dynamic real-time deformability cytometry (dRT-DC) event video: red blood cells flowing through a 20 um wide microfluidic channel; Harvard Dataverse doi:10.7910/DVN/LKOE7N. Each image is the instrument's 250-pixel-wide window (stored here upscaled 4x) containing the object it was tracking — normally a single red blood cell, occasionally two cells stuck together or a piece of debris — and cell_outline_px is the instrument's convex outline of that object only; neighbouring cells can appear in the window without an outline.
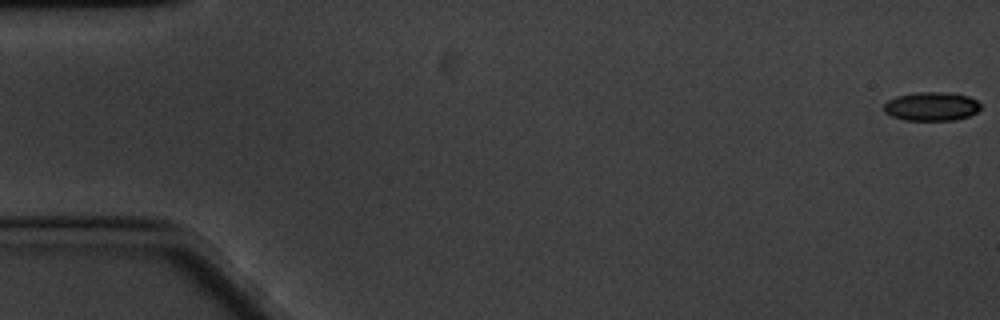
{"species": "common noctule bat (a hibernating species)", "species_latin": "Nyctalus noctula", "temperature_condition": "cold", "stored_images_in_passage": 10, "camera_frame_rate_fps": 3000, "um_per_image_px": 0.085, "animal": {"sex": "male", "body_mass_g": 20.1, "forearm_length_mm": 53.5}, "frame": {"image": 1, "passage_image": 1, "time_ms": 0.0, "image_size_px": [1000, 320], "cell_outline_px": [[980, 108], [976, 112], [968, 116], [956, 120], [904, 120], [892, 116], [884, 112], [884, 104], [888, 100], [896, 96], [916, 92], [944, 92], [968, 96], [976, 100], [980, 104]], "centroid_in_image_um": [79.15, 9.04], "position_along_channel_um": 5.8, "area_um2": 16.18}}